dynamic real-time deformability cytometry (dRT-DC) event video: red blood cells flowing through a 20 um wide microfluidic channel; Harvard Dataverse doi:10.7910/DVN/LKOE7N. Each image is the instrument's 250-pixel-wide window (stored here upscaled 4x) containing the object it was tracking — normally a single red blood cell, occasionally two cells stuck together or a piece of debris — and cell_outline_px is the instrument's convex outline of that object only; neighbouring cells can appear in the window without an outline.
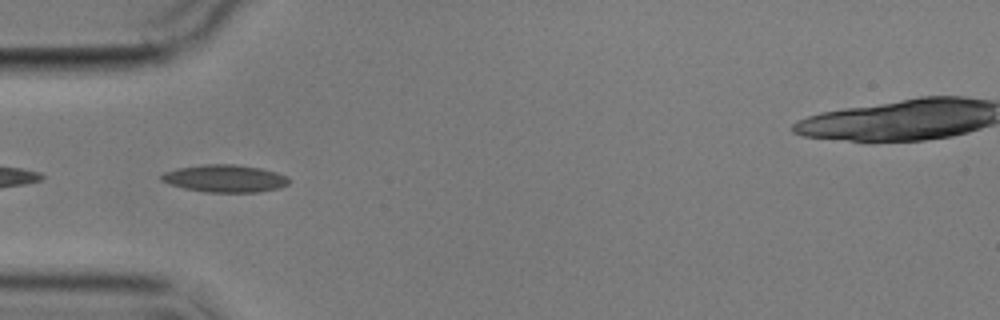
{"species": "common noctule bat (a hibernating species)", "species_latin": "Nyctalus noctula", "temperature_condition": "cold", "stored_images_in_passage": 6, "camera_frame_rate_fps": 3000, "um_per_image_px": 0.085, "animal": {"sex": "male", "body_mass_g": 17.9}, "frame": {"image": 1, "passage_image": 3, "time_ms": 2.333, "image_size_px": [1000, 320], "cell_outline_px": [[292, 180], [288, 184], [280, 188], [256, 192], [208, 192], [184, 188], [160, 180], [160, 176], [164, 172], [176, 168], [204, 164], [236, 164], [260, 168], [276, 172], [288, 176]], "centroid_in_image_um": [19.15, 15.16], "position_along_channel_um": 65.8, "area_um2": 20.46}}
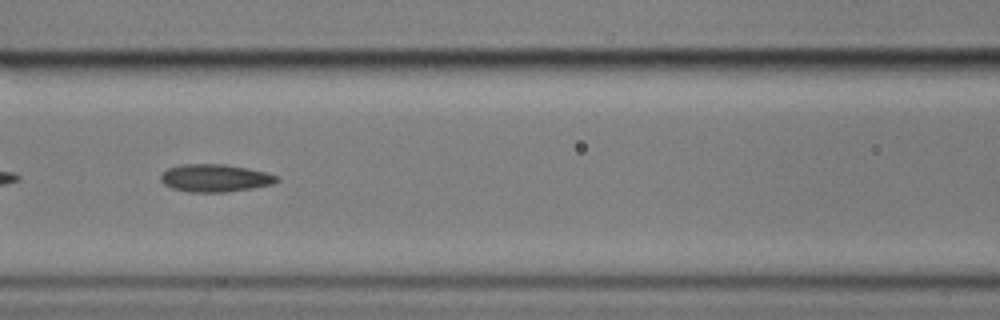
{"frame": {"image": 2, "passage_image": 5, "time_ms": 4.667, "image_size_px": [1000, 320], "cell_outline_px": [[280, 180], [272, 184], [252, 188], [224, 192], [188, 192], [172, 188], [164, 184], [160, 180], [160, 176], [168, 168], [180, 164], [224, 164], [248, 168], [268, 172], [280, 176]], "centroid_in_image_um": [18.3, 15.13], "position_along_channel_um": 148.3, "area_um2": 18.84}}
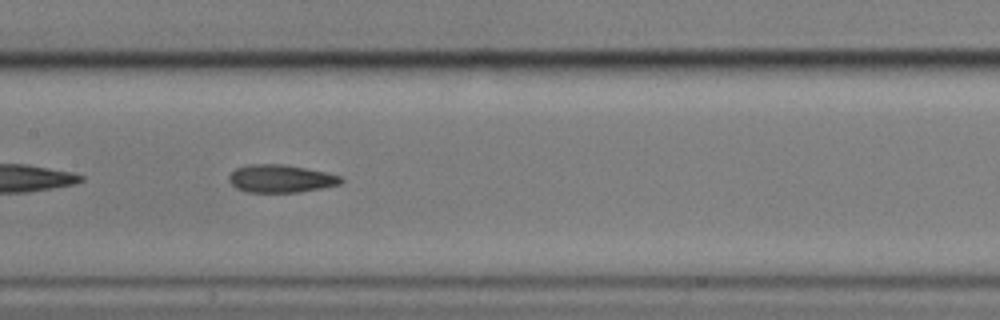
{"frame": {"image": 3, "passage_image": 6, "time_ms": 5.667, "image_size_px": [1000, 320], "cell_outline_px": [[344, 180], [340, 184], [320, 188], [296, 192], [248, 192], [236, 188], [228, 180], [228, 176], [236, 168], [248, 164], [284, 164], [324, 172], [340, 176]], "centroid_in_image_um": [23.82, 15.18], "position_along_channel_um": 183.6, "area_um2": 17.98}}